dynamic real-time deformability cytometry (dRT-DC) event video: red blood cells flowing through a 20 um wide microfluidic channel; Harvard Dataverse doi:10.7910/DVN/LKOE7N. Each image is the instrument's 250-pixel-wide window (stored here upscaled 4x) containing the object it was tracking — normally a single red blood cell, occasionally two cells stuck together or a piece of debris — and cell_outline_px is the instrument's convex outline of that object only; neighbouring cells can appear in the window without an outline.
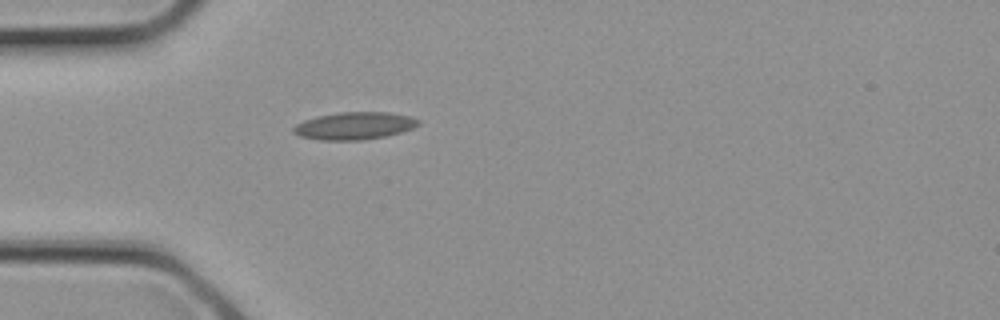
{"species": "common noctule bat (a hibernating species)", "species_latin": "Nyctalus noctula", "temperature_condition": "cold", "stored_images_in_passage": 1, "camera_frame_rate_fps": 3000, "um_per_image_px": 0.085, "animal": {"sex": "female", "body_mass_g": 21.9}, "frame": {"image": 1, "passage_image": 1, "time_ms": 0.0, "image_size_px": [1000, 320], "cell_outline_px": [[420, 124], [412, 128], [400, 132], [384, 136], [364, 140], [320, 140], [300, 136], [292, 132], [292, 128], [296, 124], [304, 120], [316, 116], [340, 112], [388, 112], [408, 116], [420, 120]], "centroid_in_image_um": [30.09, 10.69], "position_along_channel_um": 54.9, "area_um2": 19.94}}